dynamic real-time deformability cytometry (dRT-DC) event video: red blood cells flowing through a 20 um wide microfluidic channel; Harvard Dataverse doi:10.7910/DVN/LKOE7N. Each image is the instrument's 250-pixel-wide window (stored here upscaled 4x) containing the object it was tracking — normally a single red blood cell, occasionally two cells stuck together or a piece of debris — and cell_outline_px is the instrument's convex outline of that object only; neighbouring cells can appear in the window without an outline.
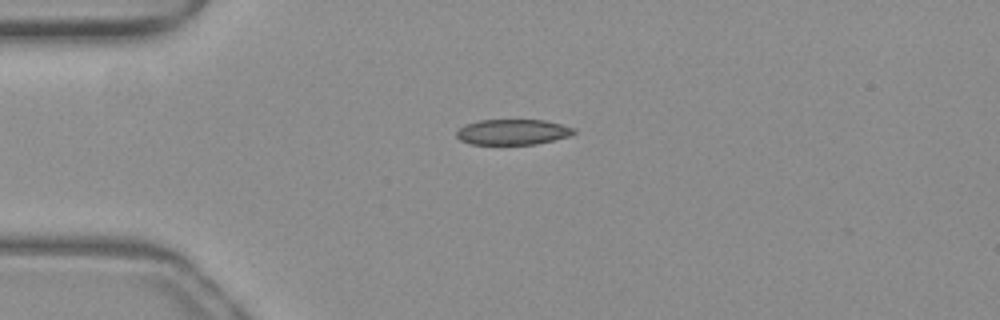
{"species": "common noctule bat (a hibernating species)", "species_latin": "Nyctalus noctula", "temperature_condition": "warm", "stored_images_in_passage": 51, "camera_frame_rate_fps": 3000, "um_per_image_px": 0.085, "animal": {"sex": "female", "body_mass_g": 19.3, "forearm_length_mm": 54.1}, "frame": {"image": 1, "passage_image": 12, "time_ms": 3.667, "image_size_px": [1000, 320], "cell_outline_px": [[576, 132], [572, 136], [536, 144], [472, 144], [460, 140], [456, 136], [456, 132], [464, 124], [480, 120], [544, 120], [576, 128]], "centroid_in_image_um": [43.61, 11.22], "position_along_channel_um": 41.4, "area_um2": 17.51}}
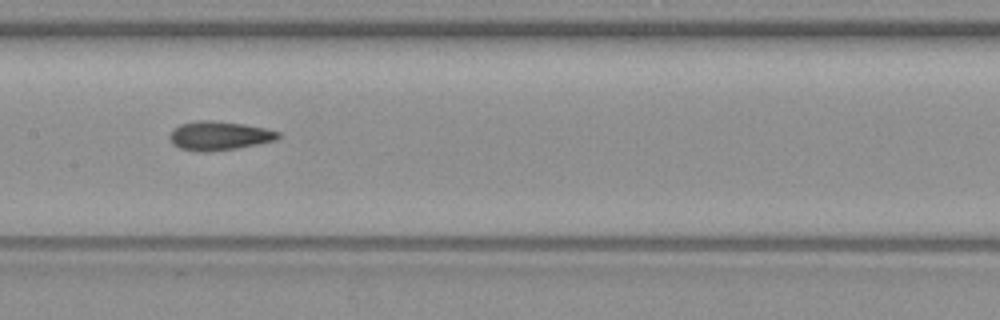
{"frame": {"image": 2, "passage_image": 25, "time_ms": 8.0, "image_size_px": [1000, 320], "cell_outline_px": [[280, 136], [276, 140], [236, 148], [208, 152], [196, 152], [180, 148], [172, 144], [168, 136], [180, 124], [196, 120], [212, 120], [244, 124], [264, 128], [280, 132]], "centroid_in_image_um": [18.6, 11.54], "position_along_channel_um": 188.8, "area_um2": 18.26}}
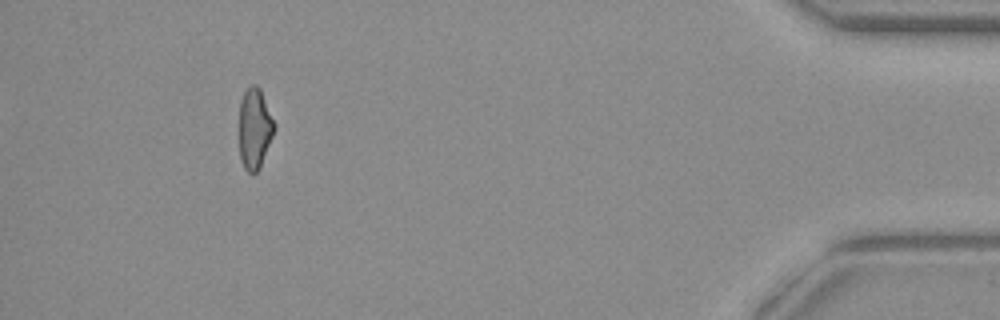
{"frame": {"image": 3, "passage_image": 47, "time_ms": 15.333, "image_size_px": [1000, 320], "cell_outline_px": [[276, 128], [260, 168], [252, 176], [244, 168], [240, 160], [236, 124], [240, 100], [244, 92], [252, 84], [256, 84], [260, 88], [276, 124]], "centroid_in_image_um": [21.59, 10.94], "position_along_channel_um": 413.6, "area_um2": 17.57}, "authors_computed_cell_mechanics": {"area_um2": 17.6868, "velocity_mm_per_s": 3.9862, "shape_relaxation_time_tau1_ms": 5.8811, "shape_relaxation_time_tau2_ms": 2.3012, "deformation_change_tau1": 0.1901, "deformation_change_tau2": 0.0951}}